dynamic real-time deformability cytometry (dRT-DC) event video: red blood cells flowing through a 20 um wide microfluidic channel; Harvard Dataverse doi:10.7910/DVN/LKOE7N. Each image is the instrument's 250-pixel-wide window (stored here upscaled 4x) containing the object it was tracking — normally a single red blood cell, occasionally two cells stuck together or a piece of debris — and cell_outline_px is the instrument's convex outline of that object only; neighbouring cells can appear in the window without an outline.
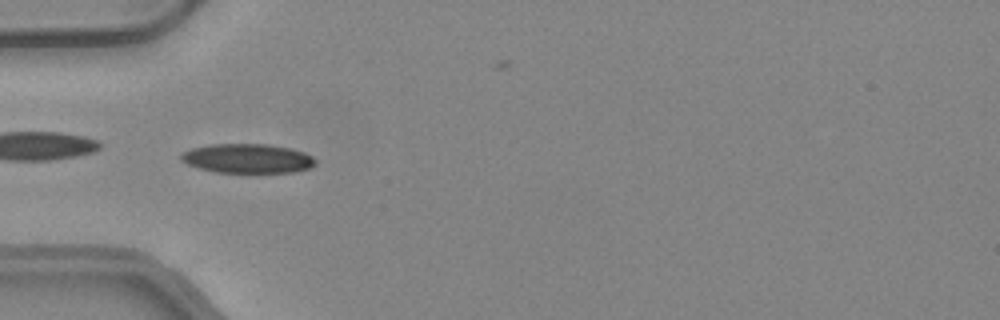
{"species": "common noctule bat (a hibernating species)", "species_latin": "Nyctalus noctula", "temperature_condition": "warm", "stored_images_in_passage": 35, "camera_frame_rate_fps": 3000, "um_per_image_px": 0.085, "animal": {"sex": "female", "body_mass_g": 24.6, "forearm_length_mm": 56.2}, "frame": {"image": 1, "passage_image": 1, "time_ms": 0.0, "image_size_px": [1000, 320], "cell_outline_px": [[316, 164], [308, 168], [292, 172], [216, 172], [200, 168], [188, 164], [180, 160], [180, 156], [184, 152], [192, 148], [208, 144], [268, 144], [292, 148], [304, 152], [312, 156], [316, 160]], "centroid_in_image_um": [21.05, 13.46], "position_along_channel_um": 64.0, "area_um2": 22.89}}
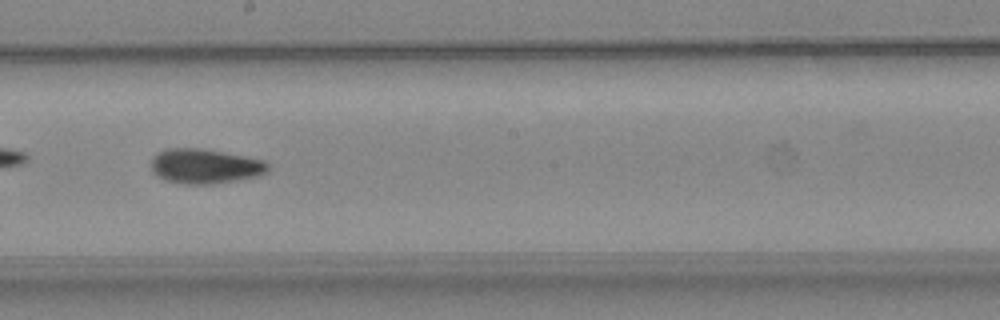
{"frame": {"image": 2, "passage_image": 13, "time_ms": 4.0, "image_size_px": [1000, 320], "cell_outline_px": [[268, 172], [260, 176], [240, 180], [212, 184], [184, 184], [164, 180], [152, 172], [152, 156], [156, 152], [168, 148], [200, 148], [264, 160], [268, 164]], "centroid_in_image_um": [17.41, 14.14], "position_along_channel_um": 230.8, "area_um2": 23.81}}
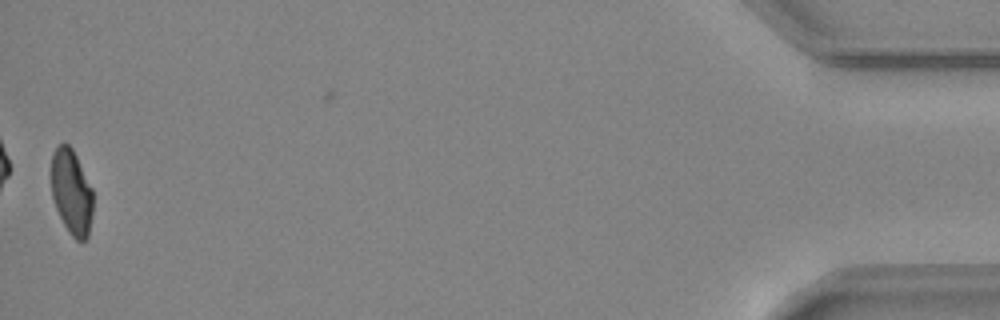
{"frame": {"image": 3, "passage_image": 34, "time_ms": 11.0, "image_size_px": [1000, 320], "cell_outline_px": [[92, 216], [88, 236], [84, 240], [76, 240], [68, 232], [56, 208], [52, 196], [52, 152], [60, 144], [68, 144], [72, 148], [92, 188]], "centroid_in_image_um": [6.08, 16.34], "position_along_channel_um": 429.1, "area_um2": 20.46}, "authors_computed_cell_mechanics": {"area_um2": 22.5998, "velocity_mm_per_s": 4.2025, "shape_relaxation_time_tau1_ms": 6.154, "shape_relaxation_time_tau2_ms": 4.5538, "deformation_change_tau1": 0.1849, "deformation_change_tau2": 0.0987}}